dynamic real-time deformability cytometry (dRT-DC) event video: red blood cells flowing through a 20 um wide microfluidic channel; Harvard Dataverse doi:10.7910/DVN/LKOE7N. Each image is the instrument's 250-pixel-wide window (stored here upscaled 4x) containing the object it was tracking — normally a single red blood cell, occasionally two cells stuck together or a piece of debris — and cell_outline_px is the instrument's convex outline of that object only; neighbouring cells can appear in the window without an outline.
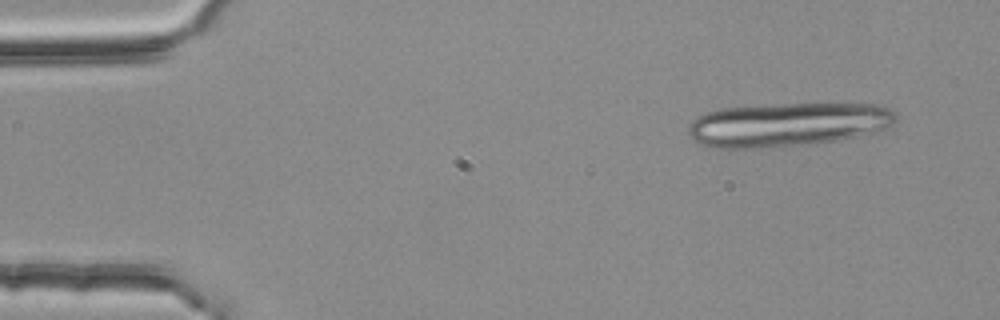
{"species": "common noctule bat (a hibernating species)", "species_latin": "Nyctalus noctula", "temperature_condition": "room temperature", "stored_images_in_passage": 4, "camera_frame_rate_fps": 3000, "um_per_image_px": 0.085, "animal": {"sex": "female", "body_mass_g": 25.1}, "frame": {"image": 1, "passage_image": 1, "time_ms": 0.0, "image_size_px": [1000, 320], "cell_outline_px": [[896, 120], [888, 128], [876, 132], [836, 140], [808, 144], [760, 148], [712, 148], [700, 144], [692, 140], [688, 136], [688, 128], [692, 120], [696, 116], [704, 112], [724, 108], [784, 104], [884, 104], [896, 112]], "centroid_in_image_um": [66.93, 10.59], "position_along_channel_um": 18.1, "area_um2": 53.35}}